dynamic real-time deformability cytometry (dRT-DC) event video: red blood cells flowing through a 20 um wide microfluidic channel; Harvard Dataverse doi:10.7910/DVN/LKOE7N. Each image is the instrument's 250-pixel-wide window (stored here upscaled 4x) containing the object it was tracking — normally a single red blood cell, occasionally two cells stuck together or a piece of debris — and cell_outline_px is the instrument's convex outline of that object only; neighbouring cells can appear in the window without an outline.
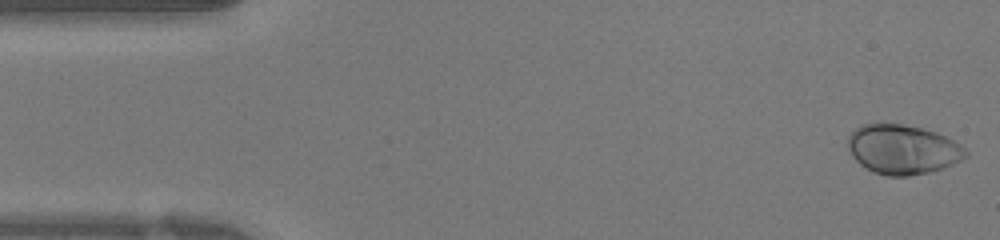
{"species": "human", "species_latin": "Homo sapiens", "temperature_condition": "warm", "stored_images_in_passage": 41, "camera_frame_rate_fps": 3000, "um_per_image_px": 0.085, "donor": {"sex": "female"}, "frame": {"image": 1, "passage_image": 1, "time_ms": 0.0, "image_size_px": [1000, 240], "cell_outline_px": [[968, 156], [944, 168], [928, 172], [908, 176], [888, 176], [872, 172], [860, 164], [852, 156], [848, 148], [848, 136], [860, 124], [884, 120], [904, 124], [936, 132], [960, 144], [968, 152]], "centroid_in_image_um": [76.68, 12.66], "position_along_channel_um": 8.3, "area_um2": 34.51}}
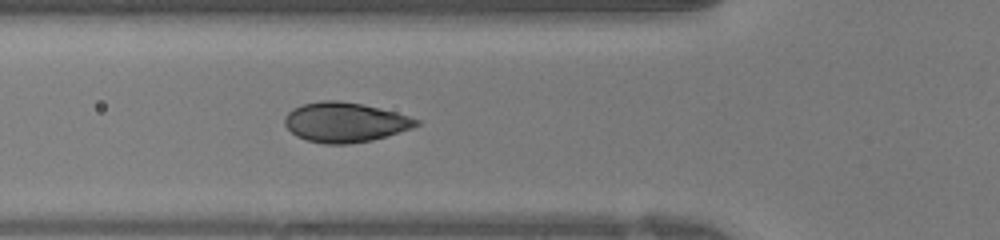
{"frame": {"image": 2, "passage_image": 14, "time_ms": 4.333, "image_size_px": [1000, 240], "cell_outline_px": [[420, 124], [412, 128], [372, 140], [348, 144], [324, 144], [308, 140], [296, 136], [284, 124], [284, 116], [292, 108], [304, 104], [324, 100], [340, 100], [380, 108], [396, 112], [420, 120]], "centroid_in_image_um": [29.31, 10.39], "position_along_channel_um": 96.5, "area_um2": 30.4}}
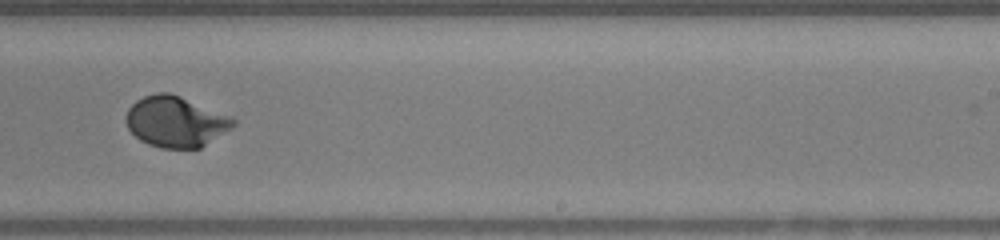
{"frame": {"image": 3, "passage_image": 25, "time_ms": 8.0, "image_size_px": [1000, 240], "cell_outline_px": [[236, 124], [232, 128], [200, 148], [160, 148], [148, 144], [140, 140], [128, 128], [128, 108], [136, 100], [144, 96], [156, 92], [168, 92], [180, 96], [232, 116], [236, 120]], "centroid_in_image_um": [14.97, 10.33], "position_along_channel_um": 274.0, "area_um2": 31.62}}